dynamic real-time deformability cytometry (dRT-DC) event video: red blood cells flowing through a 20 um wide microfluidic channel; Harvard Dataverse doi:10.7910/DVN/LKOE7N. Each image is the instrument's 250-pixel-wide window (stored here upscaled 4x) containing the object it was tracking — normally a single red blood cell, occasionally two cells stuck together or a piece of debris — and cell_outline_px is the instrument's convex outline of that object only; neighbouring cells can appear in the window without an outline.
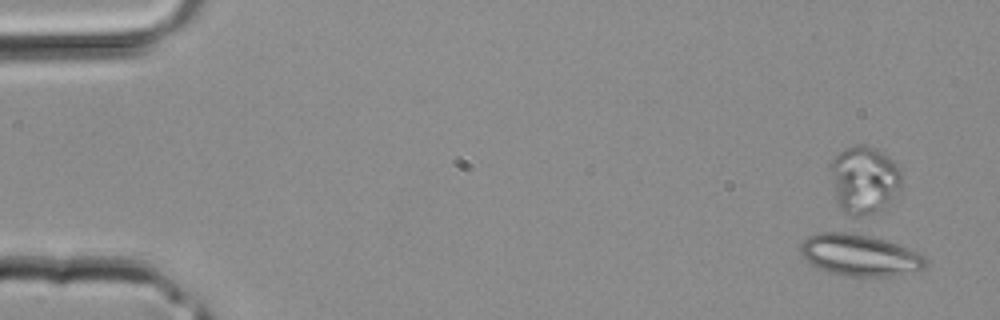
{"species": "common noctule bat (a hibernating species)", "species_latin": "Nyctalus noctula", "temperature_condition": "room temperature", "stored_images_in_passage": 4, "camera_frame_rate_fps": 3000, "um_per_image_px": 0.085, "animal": {"sex": "male", "body_mass_g": 20.4}, "frame": {"image": 1, "passage_image": 1, "time_ms": 0.0, "image_size_px": [1000, 320], "cell_outline_px": [[924, 268], [884, 280], [848, 276], [828, 272], [812, 264], [800, 252], [800, 244], [808, 236], [820, 232], [860, 232], [908, 248], [924, 256]], "centroid_in_image_um": [73.08, 21.71], "position_along_channel_um": 11.9, "area_um2": 30.87}}